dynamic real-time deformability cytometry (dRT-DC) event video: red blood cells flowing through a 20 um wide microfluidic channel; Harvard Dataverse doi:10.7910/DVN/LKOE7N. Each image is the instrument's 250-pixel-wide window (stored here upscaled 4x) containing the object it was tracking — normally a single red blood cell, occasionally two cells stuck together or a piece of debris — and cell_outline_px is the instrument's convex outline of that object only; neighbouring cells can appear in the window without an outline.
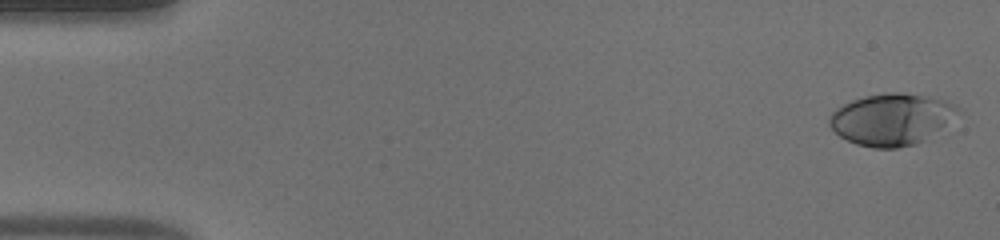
{"species": "human", "species_latin": "Homo sapiens", "temperature_condition": "warm", "stored_images_in_passage": 49, "camera_frame_rate_fps": 3000, "um_per_image_px": 0.085, "donor": {"sex": "male"}, "frame": {"image": 1, "passage_image": 1, "time_ms": 0.0, "image_size_px": [1000, 240], "cell_outline_px": [[960, 112], [924, 140], [916, 144], [896, 148], [872, 148], [856, 144], [840, 136], [828, 124], [828, 120], [832, 112], [836, 108], [852, 100], [864, 96], [884, 92], [904, 92], [928, 96], [944, 100], [956, 104], [960, 108]], "centroid_in_image_um": [75.76, 10.12], "position_along_channel_um": 9.2, "area_um2": 38.61}}
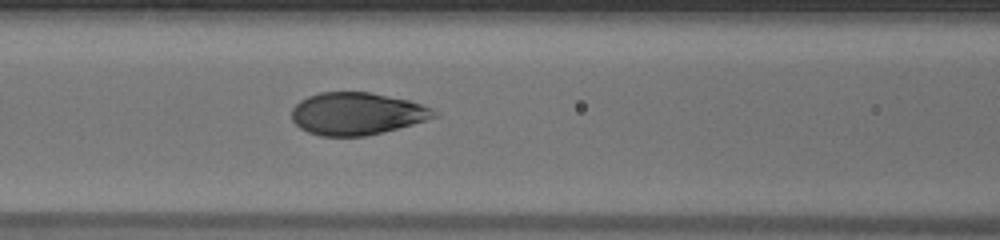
{"frame": {"image": 2, "passage_image": 21, "time_ms": 6.667, "image_size_px": [1000, 240], "cell_outline_px": [[440, 116], [412, 124], [364, 136], [320, 136], [308, 132], [300, 128], [292, 120], [292, 108], [300, 100], [308, 96], [320, 92], [368, 92], [408, 100], [432, 108], [440, 112]], "centroid_in_image_um": [30.33, 9.66], "position_along_channel_um": 136.3, "area_um2": 35.03}}
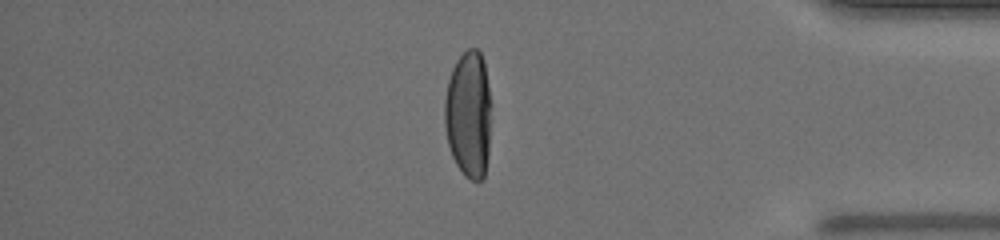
{"frame": {"image": 3, "passage_image": 42, "time_ms": 13.667, "image_size_px": [1000, 240], "cell_outline_px": [[492, 104], [488, 156], [484, 176], [480, 180], [472, 180], [464, 176], [456, 164], [452, 156], [448, 144], [444, 124], [444, 100], [448, 80], [452, 68], [456, 60], [468, 48], [476, 48], [480, 52], [484, 60]], "centroid_in_image_um": [39.84, 9.7], "position_along_channel_um": 395.4, "area_um2": 35.2}, "authors_computed_cell_mechanics": {"area_um2": 36.0672, "velocity_mm_per_s": 4.11, "shape_relaxation_time_tau1_ms": 4.8832, "shape_relaxation_time_tau2_ms": null, "deformation_change_tau1": 0.2437, "deformation_change_tau2": null}}